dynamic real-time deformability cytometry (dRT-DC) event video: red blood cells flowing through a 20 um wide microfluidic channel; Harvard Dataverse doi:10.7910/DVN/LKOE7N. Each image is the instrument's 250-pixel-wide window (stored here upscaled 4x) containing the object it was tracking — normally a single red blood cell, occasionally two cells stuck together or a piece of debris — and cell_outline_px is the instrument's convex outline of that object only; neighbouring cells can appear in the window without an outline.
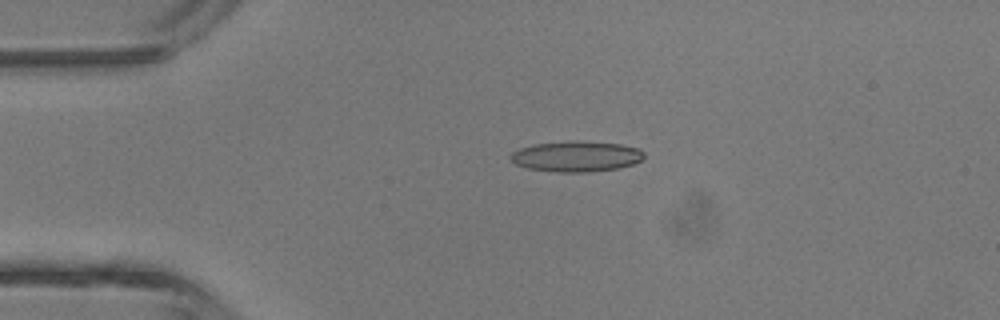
{"species": "common noctule bat (a hibernating species)", "species_latin": "Nyctalus noctula", "temperature_condition": "room temperature", "stored_images_in_passage": 2, "camera_frame_rate_fps": 3000, "um_per_image_px": 0.085, "animal": {"sex": "male", "body_mass_g": 13.3}, "frame": {"image": 1, "passage_image": 1, "time_ms": 0.0, "image_size_px": [1000, 320], "cell_outline_px": [[644, 156], [640, 160], [632, 164], [616, 168], [588, 172], [556, 172], [528, 168], [516, 164], [508, 156], [512, 152], [520, 148], [536, 144], [620, 144], [640, 148], [644, 152]], "centroid_in_image_um": [48.98, 13.35], "position_along_channel_um": 36.0, "area_um2": 22.48}}